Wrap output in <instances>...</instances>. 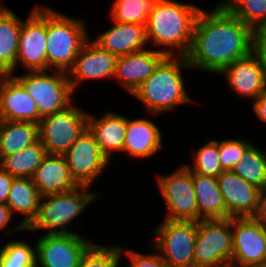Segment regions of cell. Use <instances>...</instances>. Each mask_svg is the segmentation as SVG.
<instances>
[{
    "instance_id": "cell-1",
    "label": "cell",
    "mask_w": 266,
    "mask_h": 267,
    "mask_svg": "<svg viewBox=\"0 0 266 267\" xmlns=\"http://www.w3.org/2000/svg\"><path fill=\"white\" fill-rule=\"evenodd\" d=\"M253 30L221 3L201 10L194 26L191 48L185 56L191 69L219 75L252 52Z\"/></svg>"
},
{
    "instance_id": "cell-2",
    "label": "cell",
    "mask_w": 266,
    "mask_h": 267,
    "mask_svg": "<svg viewBox=\"0 0 266 267\" xmlns=\"http://www.w3.org/2000/svg\"><path fill=\"white\" fill-rule=\"evenodd\" d=\"M201 10L202 8L189 3L159 0L145 25L147 42H152L158 47V51L167 56H186L191 48L195 22Z\"/></svg>"
},
{
    "instance_id": "cell-3",
    "label": "cell",
    "mask_w": 266,
    "mask_h": 267,
    "mask_svg": "<svg viewBox=\"0 0 266 267\" xmlns=\"http://www.w3.org/2000/svg\"><path fill=\"white\" fill-rule=\"evenodd\" d=\"M185 69H191L185 56H166L132 96L151 115L170 113L181 104L191 103L182 75Z\"/></svg>"
},
{
    "instance_id": "cell-4",
    "label": "cell",
    "mask_w": 266,
    "mask_h": 267,
    "mask_svg": "<svg viewBox=\"0 0 266 267\" xmlns=\"http://www.w3.org/2000/svg\"><path fill=\"white\" fill-rule=\"evenodd\" d=\"M80 18L65 15L47 5L46 70L68 72L80 49L91 37Z\"/></svg>"
},
{
    "instance_id": "cell-5",
    "label": "cell",
    "mask_w": 266,
    "mask_h": 267,
    "mask_svg": "<svg viewBox=\"0 0 266 267\" xmlns=\"http://www.w3.org/2000/svg\"><path fill=\"white\" fill-rule=\"evenodd\" d=\"M89 189V186L80 185L68 192L40 197L38 215L26 231L46 230L45 234H75L69 224L100 196L98 192L93 193Z\"/></svg>"
},
{
    "instance_id": "cell-6",
    "label": "cell",
    "mask_w": 266,
    "mask_h": 267,
    "mask_svg": "<svg viewBox=\"0 0 266 267\" xmlns=\"http://www.w3.org/2000/svg\"><path fill=\"white\" fill-rule=\"evenodd\" d=\"M54 72V74H52ZM27 71L24 75H12L34 99L38 107V124L42 117L65 110L75 94L68 74L64 71Z\"/></svg>"
},
{
    "instance_id": "cell-7",
    "label": "cell",
    "mask_w": 266,
    "mask_h": 267,
    "mask_svg": "<svg viewBox=\"0 0 266 267\" xmlns=\"http://www.w3.org/2000/svg\"><path fill=\"white\" fill-rule=\"evenodd\" d=\"M198 221L163 219L154 228L153 247L167 267H194V246Z\"/></svg>"
},
{
    "instance_id": "cell-8",
    "label": "cell",
    "mask_w": 266,
    "mask_h": 267,
    "mask_svg": "<svg viewBox=\"0 0 266 267\" xmlns=\"http://www.w3.org/2000/svg\"><path fill=\"white\" fill-rule=\"evenodd\" d=\"M232 218L198 221L194 267H231Z\"/></svg>"
},
{
    "instance_id": "cell-9",
    "label": "cell",
    "mask_w": 266,
    "mask_h": 267,
    "mask_svg": "<svg viewBox=\"0 0 266 267\" xmlns=\"http://www.w3.org/2000/svg\"><path fill=\"white\" fill-rule=\"evenodd\" d=\"M39 141L48 154H65L88 127V112L74 103L39 121Z\"/></svg>"
},
{
    "instance_id": "cell-10",
    "label": "cell",
    "mask_w": 266,
    "mask_h": 267,
    "mask_svg": "<svg viewBox=\"0 0 266 267\" xmlns=\"http://www.w3.org/2000/svg\"><path fill=\"white\" fill-rule=\"evenodd\" d=\"M157 177L159 192L168 207L164 219L198 221L193 172L186 164L179 166L171 174H158Z\"/></svg>"
},
{
    "instance_id": "cell-11",
    "label": "cell",
    "mask_w": 266,
    "mask_h": 267,
    "mask_svg": "<svg viewBox=\"0 0 266 267\" xmlns=\"http://www.w3.org/2000/svg\"><path fill=\"white\" fill-rule=\"evenodd\" d=\"M47 5L34 7L27 19L21 20L16 70L46 71Z\"/></svg>"
},
{
    "instance_id": "cell-12",
    "label": "cell",
    "mask_w": 266,
    "mask_h": 267,
    "mask_svg": "<svg viewBox=\"0 0 266 267\" xmlns=\"http://www.w3.org/2000/svg\"><path fill=\"white\" fill-rule=\"evenodd\" d=\"M94 242L84 235L43 234L36 241V267H78Z\"/></svg>"
},
{
    "instance_id": "cell-13",
    "label": "cell",
    "mask_w": 266,
    "mask_h": 267,
    "mask_svg": "<svg viewBox=\"0 0 266 267\" xmlns=\"http://www.w3.org/2000/svg\"><path fill=\"white\" fill-rule=\"evenodd\" d=\"M63 155L74 180L79 185L90 188L110 165L88 127Z\"/></svg>"
},
{
    "instance_id": "cell-14",
    "label": "cell",
    "mask_w": 266,
    "mask_h": 267,
    "mask_svg": "<svg viewBox=\"0 0 266 267\" xmlns=\"http://www.w3.org/2000/svg\"><path fill=\"white\" fill-rule=\"evenodd\" d=\"M231 267H251L266 261V226L251 217L232 218Z\"/></svg>"
},
{
    "instance_id": "cell-15",
    "label": "cell",
    "mask_w": 266,
    "mask_h": 267,
    "mask_svg": "<svg viewBox=\"0 0 266 267\" xmlns=\"http://www.w3.org/2000/svg\"><path fill=\"white\" fill-rule=\"evenodd\" d=\"M117 59V56L102 49L89 38L80 49L73 67L67 72L73 92L77 91L82 81L113 79Z\"/></svg>"
},
{
    "instance_id": "cell-16",
    "label": "cell",
    "mask_w": 266,
    "mask_h": 267,
    "mask_svg": "<svg viewBox=\"0 0 266 267\" xmlns=\"http://www.w3.org/2000/svg\"><path fill=\"white\" fill-rule=\"evenodd\" d=\"M217 179L227 218L252 217L260 189L240 178L232 170L223 171Z\"/></svg>"
},
{
    "instance_id": "cell-17",
    "label": "cell",
    "mask_w": 266,
    "mask_h": 267,
    "mask_svg": "<svg viewBox=\"0 0 266 267\" xmlns=\"http://www.w3.org/2000/svg\"><path fill=\"white\" fill-rule=\"evenodd\" d=\"M166 56L162 51L149 48L118 57L113 79H117L120 86L132 95Z\"/></svg>"
},
{
    "instance_id": "cell-18",
    "label": "cell",
    "mask_w": 266,
    "mask_h": 267,
    "mask_svg": "<svg viewBox=\"0 0 266 267\" xmlns=\"http://www.w3.org/2000/svg\"><path fill=\"white\" fill-rule=\"evenodd\" d=\"M0 117L3 121L38 124L36 102L12 75H0Z\"/></svg>"
},
{
    "instance_id": "cell-19",
    "label": "cell",
    "mask_w": 266,
    "mask_h": 267,
    "mask_svg": "<svg viewBox=\"0 0 266 267\" xmlns=\"http://www.w3.org/2000/svg\"><path fill=\"white\" fill-rule=\"evenodd\" d=\"M222 74L226 76L234 93L249 98L250 101L266 91V72L252 52L230 64L220 73Z\"/></svg>"
},
{
    "instance_id": "cell-20",
    "label": "cell",
    "mask_w": 266,
    "mask_h": 267,
    "mask_svg": "<svg viewBox=\"0 0 266 267\" xmlns=\"http://www.w3.org/2000/svg\"><path fill=\"white\" fill-rule=\"evenodd\" d=\"M113 23V26L93 39L102 49L117 57L146 49V24Z\"/></svg>"
},
{
    "instance_id": "cell-21",
    "label": "cell",
    "mask_w": 266,
    "mask_h": 267,
    "mask_svg": "<svg viewBox=\"0 0 266 267\" xmlns=\"http://www.w3.org/2000/svg\"><path fill=\"white\" fill-rule=\"evenodd\" d=\"M32 180L41 197L68 192L80 186L72 177L64 155L58 154H47Z\"/></svg>"
},
{
    "instance_id": "cell-22",
    "label": "cell",
    "mask_w": 266,
    "mask_h": 267,
    "mask_svg": "<svg viewBox=\"0 0 266 267\" xmlns=\"http://www.w3.org/2000/svg\"><path fill=\"white\" fill-rule=\"evenodd\" d=\"M88 128L95 136L102 154L110 161L112 154L123 152L127 130V117L107 112L101 117L88 113Z\"/></svg>"
},
{
    "instance_id": "cell-23",
    "label": "cell",
    "mask_w": 266,
    "mask_h": 267,
    "mask_svg": "<svg viewBox=\"0 0 266 267\" xmlns=\"http://www.w3.org/2000/svg\"><path fill=\"white\" fill-rule=\"evenodd\" d=\"M161 129L145 118L131 119L127 116V130L123 152L133 158H149L163 149Z\"/></svg>"
},
{
    "instance_id": "cell-24",
    "label": "cell",
    "mask_w": 266,
    "mask_h": 267,
    "mask_svg": "<svg viewBox=\"0 0 266 267\" xmlns=\"http://www.w3.org/2000/svg\"><path fill=\"white\" fill-rule=\"evenodd\" d=\"M40 194L32 178H14L6 204L12 214H23L22 220L14 228L5 232L6 236L15 232L26 231V228L37 217L39 211Z\"/></svg>"
},
{
    "instance_id": "cell-25",
    "label": "cell",
    "mask_w": 266,
    "mask_h": 267,
    "mask_svg": "<svg viewBox=\"0 0 266 267\" xmlns=\"http://www.w3.org/2000/svg\"><path fill=\"white\" fill-rule=\"evenodd\" d=\"M20 29L21 18L9 7L0 6V75L16 73Z\"/></svg>"
},
{
    "instance_id": "cell-26",
    "label": "cell",
    "mask_w": 266,
    "mask_h": 267,
    "mask_svg": "<svg viewBox=\"0 0 266 267\" xmlns=\"http://www.w3.org/2000/svg\"><path fill=\"white\" fill-rule=\"evenodd\" d=\"M193 185L197 199L198 221L227 218L226 206L216 177L193 172Z\"/></svg>"
},
{
    "instance_id": "cell-27",
    "label": "cell",
    "mask_w": 266,
    "mask_h": 267,
    "mask_svg": "<svg viewBox=\"0 0 266 267\" xmlns=\"http://www.w3.org/2000/svg\"><path fill=\"white\" fill-rule=\"evenodd\" d=\"M39 140V126L32 122L3 121L0 131V160Z\"/></svg>"
},
{
    "instance_id": "cell-28",
    "label": "cell",
    "mask_w": 266,
    "mask_h": 267,
    "mask_svg": "<svg viewBox=\"0 0 266 267\" xmlns=\"http://www.w3.org/2000/svg\"><path fill=\"white\" fill-rule=\"evenodd\" d=\"M47 154L46 148L38 140L15 154L4 156L0 166L14 178H32Z\"/></svg>"
},
{
    "instance_id": "cell-29",
    "label": "cell",
    "mask_w": 266,
    "mask_h": 267,
    "mask_svg": "<svg viewBox=\"0 0 266 267\" xmlns=\"http://www.w3.org/2000/svg\"><path fill=\"white\" fill-rule=\"evenodd\" d=\"M232 171L246 182L261 189L266 184V153L252 143Z\"/></svg>"
},
{
    "instance_id": "cell-30",
    "label": "cell",
    "mask_w": 266,
    "mask_h": 267,
    "mask_svg": "<svg viewBox=\"0 0 266 267\" xmlns=\"http://www.w3.org/2000/svg\"><path fill=\"white\" fill-rule=\"evenodd\" d=\"M159 0H114L110 15L113 22L146 24Z\"/></svg>"
},
{
    "instance_id": "cell-31",
    "label": "cell",
    "mask_w": 266,
    "mask_h": 267,
    "mask_svg": "<svg viewBox=\"0 0 266 267\" xmlns=\"http://www.w3.org/2000/svg\"><path fill=\"white\" fill-rule=\"evenodd\" d=\"M220 3L252 30L266 24V0H223Z\"/></svg>"
},
{
    "instance_id": "cell-32",
    "label": "cell",
    "mask_w": 266,
    "mask_h": 267,
    "mask_svg": "<svg viewBox=\"0 0 266 267\" xmlns=\"http://www.w3.org/2000/svg\"><path fill=\"white\" fill-rule=\"evenodd\" d=\"M0 267H36V244L10 240L0 250Z\"/></svg>"
},
{
    "instance_id": "cell-33",
    "label": "cell",
    "mask_w": 266,
    "mask_h": 267,
    "mask_svg": "<svg viewBox=\"0 0 266 267\" xmlns=\"http://www.w3.org/2000/svg\"><path fill=\"white\" fill-rule=\"evenodd\" d=\"M192 165L186 166L194 173L203 176L218 177L224 170L219 160V141L210 140L205 142L193 153Z\"/></svg>"
},
{
    "instance_id": "cell-34",
    "label": "cell",
    "mask_w": 266,
    "mask_h": 267,
    "mask_svg": "<svg viewBox=\"0 0 266 267\" xmlns=\"http://www.w3.org/2000/svg\"><path fill=\"white\" fill-rule=\"evenodd\" d=\"M121 260V245L93 243L82 255L78 267H115Z\"/></svg>"
},
{
    "instance_id": "cell-35",
    "label": "cell",
    "mask_w": 266,
    "mask_h": 267,
    "mask_svg": "<svg viewBox=\"0 0 266 267\" xmlns=\"http://www.w3.org/2000/svg\"><path fill=\"white\" fill-rule=\"evenodd\" d=\"M251 144L244 139L226 138L219 141V160L223 170H232Z\"/></svg>"
},
{
    "instance_id": "cell-36",
    "label": "cell",
    "mask_w": 266,
    "mask_h": 267,
    "mask_svg": "<svg viewBox=\"0 0 266 267\" xmlns=\"http://www.w3.org/2000/svg\"><path fill=\"white\" fill-rule=\"evenodd\" d=\"M121 245V255H126L130 261L129 267H167L160 253L154 248L155 253H139L135 250L127 249Z\"/></svg>"
},
{
    "instance_id": "cell-37",
    "label": "cell",
    "mask_w": 266,
    "mask_h": 267,
    "mask_svg": "<svg viewBox=\"0 0 266 267\" xmlns=\"http://www.w3.org/2000/svg\"><path fill=\"white\" fill-rule=\"evenodd\" d=\"M252 53L266 72V24L253 29Z\"/></svg>"
},
{
    "instance_id": "cell-38",
    "label": "cell",
    "mask_w": 266,
    "mask_h": 267,
    "mask_svg": "<svg viewBox=\"0 0 266 267\" xmlns=\"http://www.w3.org/2000/svg\"><path fill=\"white\" fill-rule=\"evenodd\" d=\"M251 218L266 226V184L259 191L257 207Z\"/></svg>"
},
{
    "instance_id": "cell-39",
    "label": "cell",
    "mask_w": 266,
    "mask_h": 267,
    "mask_svg": "<svg viewBox=\"0 0 266 267\" xmlns=\"http://www.w3.org/2000/svg\"><path fill=\"white\" fill-rule=\"evenodd\" d=\"M14 177L0 166V204H6Z\"/></svg>"
},
{
    "instance_id": "cell-40",
    "label": "cell",
    "mask_w": 266,
    "mask_h": 267,
    "mask_svg": "<svg viewBox=\"0 0 266 267\" xmlns=\"http://www.w3.org/2000/svg\"><path fill=\"white\" fill-rule=\"evenodd\" d=\"M252 109L255 116L262 122H266V91L261 93L254 101Z\"/></svg>"
},
{
    "instance_id": "cell-41",
    "label": "cell",
    "mask_w": 266,
    "mask_h": 267,
    "mask_svg": "<svg viewBox=\"0 0 266 267\" xmlns=\"http://www.w3.org/2000/svg\"><path fill=\"white\" fill-rule=\"evenodd\" d=\"M13 214L10 207L7 204H0V231H6V228L11 224Z\"/></svg>"
},
{
    "instance_id": "cell-42",
    "label": "cell",
    "mask_w": 266,
    "mask_h": 267,
    "mask_svg": "<svg viewBox=\"0 0 266 267\" xmlns=\"http://www.w3.org/2000/svg\"><path fill=\"white\" fill-rule=\"evenodd\" d=\"M251 267H266V261Z\"/></svg>"
},
{
    "instance_id": "cell-43",
    "label": "cell",
    "mask_w": 266,
    "mask_h": 267,
    "mask_svg": "<svg viewBox=\"0 0 266 267\" xmlns=\"http://www.w3.org/2000/svg\"><path fill=\"white\" fill-rule=\"evenodd\" d=\"M120 262H121V263H120ZM120 264H122V261H119L115 267H120ZM121 267H122V266H121ZM124 267H129V266L126 265V266H124Z\"/></svg>"
},
{
    "instance_id": "cell-44",
    "label": "cell",
    "mask_w": 266,
    "mask_h": 267,
    "mask_svg": "<svg viewBox=\"0 0 266 267\" xmlns=\"http://www.w3.org/2000/svg\"><path fill=\"white\" fill-rule=\"evenodd\" d=\"M2 124H3V120L0 117V131H1Z\"/></svg>"
},
{
    "instance_id": "cell-45",
    "label": "cell",
    "mask_w": 266,
    "mask_h": 267,
    "mask_svg": "<svg viewBox=\"0 0 266 267\" xmlns=\"http://www.w3.org/2000/svg\"><path fill=\"white\" fill-rule=\"evenodd\" d=\"M2 2H3V1L0 0V6H5Z\"/></svg>"
}]
</instances>
